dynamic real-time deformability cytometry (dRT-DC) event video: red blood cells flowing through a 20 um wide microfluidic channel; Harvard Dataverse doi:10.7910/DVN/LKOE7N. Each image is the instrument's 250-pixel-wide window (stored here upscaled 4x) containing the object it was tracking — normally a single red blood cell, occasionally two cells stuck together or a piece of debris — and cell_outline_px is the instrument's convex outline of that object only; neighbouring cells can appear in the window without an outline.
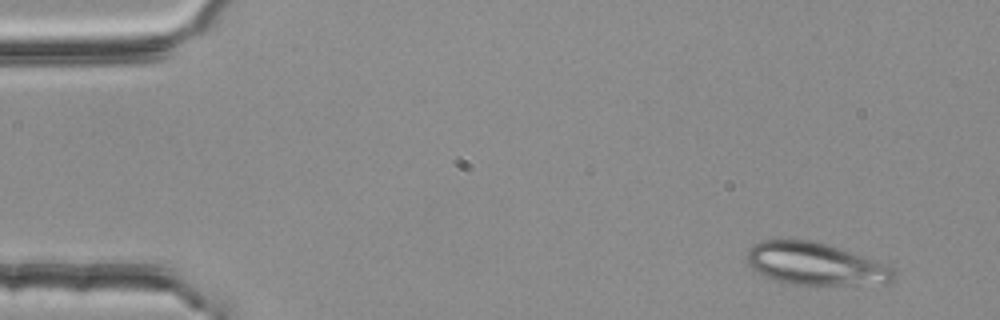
{"species": "common noctule bat (a hibernating species)", "species_latin": "Nyctalus noctula", "temperature_condition": "room temperature", "stored_images_in_passage": 4, "camera_frame_rate_fps": 3000, "um_per_image_px": 0.085, "animal": {"sex": "female", "body_mass_g": 25.1}, "frame": {"image": 1, "passage_image": 1, "time_ms": 0.0, "image_size_px": [1000, 320], "cell_outline_px": [[896, 280], [888, 284], [788, 284], [764, 276], [752, 268], [748, 264], [748, 248], [764, 240], [812, 240], [864, 256], [876, 260], [892, 268], [896, 272]], "centroid_in_image_um": [69.35, 22.44], "position_along_channel_um": 15.7, "area_um2": 36.01}}